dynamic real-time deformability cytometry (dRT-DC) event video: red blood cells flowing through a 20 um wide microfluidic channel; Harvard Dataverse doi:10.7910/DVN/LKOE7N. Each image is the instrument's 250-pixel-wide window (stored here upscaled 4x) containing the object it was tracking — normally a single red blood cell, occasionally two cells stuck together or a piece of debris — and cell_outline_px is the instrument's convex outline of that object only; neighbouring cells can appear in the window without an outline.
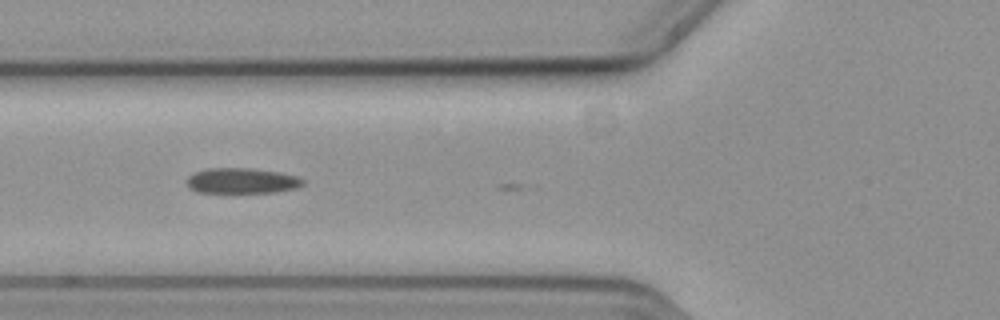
{"species": "common noctule bat (a hibernating species)", "species_latin": "Nyctalus noctula", "temperature_condition": "cold", "stored_images_in_passage": 9, "camera_frame_rate_fps": 3000, "um_per_image_px": 0.085, "animal": {"sex": "female", "body_mass_g": 19.3, "forearm_length_mm": 54.1}, "frame": {"image": 1, "passage_image": 6, "time_ms": 1.667, "image_size_px": [1000, 320], "cell_outline_px": [[304, 184], [296, 188], [276, 192], [196, 192], [188, 188], [188, 176], [196, 172], [208, 168], [252, 168], [280, 172], [296, 176], [304, 180]], "centroid_in_image_um": [20.57, 15.36], "position_along_channel_um": 105.2, "area_um2": 17.17}}